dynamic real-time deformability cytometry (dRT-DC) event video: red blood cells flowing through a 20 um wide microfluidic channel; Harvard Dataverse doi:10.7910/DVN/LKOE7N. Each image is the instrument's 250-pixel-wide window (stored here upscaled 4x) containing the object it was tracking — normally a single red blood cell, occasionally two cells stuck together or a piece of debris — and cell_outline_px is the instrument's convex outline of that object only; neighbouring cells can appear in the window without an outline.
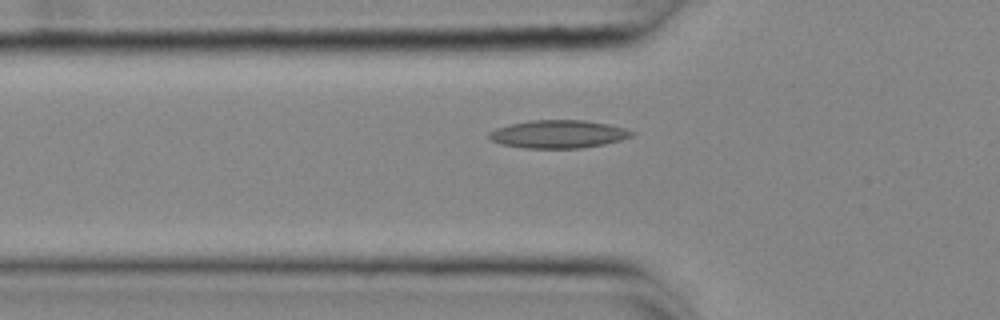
{"species": "common noctule bat (a hibernating species)", "species_latin": "Nyctalus noctula", "temperature_condition": "cold", "stored_images_in_passage": 51, "camera_frame_rate_fps": 3000, "um_per_image_px": 0.085, "animal": {"sex": "female", "body_mass_g": 25.1}, "frame": {"image": 1, "passage_image": 19, "time_ms": 6.0, "image_size_px": [1000, 320], "cell_outline_px": [[636, 132], [632, 136], [620, 140], [604, 144], [580, 148], [524, 148], [500, 144], [492, 140], [488, 136], [488, 132], [496, 128], [508, 124], [528, 120], [584, 120], [608, 124], [624, 128]], "centroid_in_image_um": [47.43, 11.39], "position_along_channel_um": 78.4, "area_um2": 23.35}}
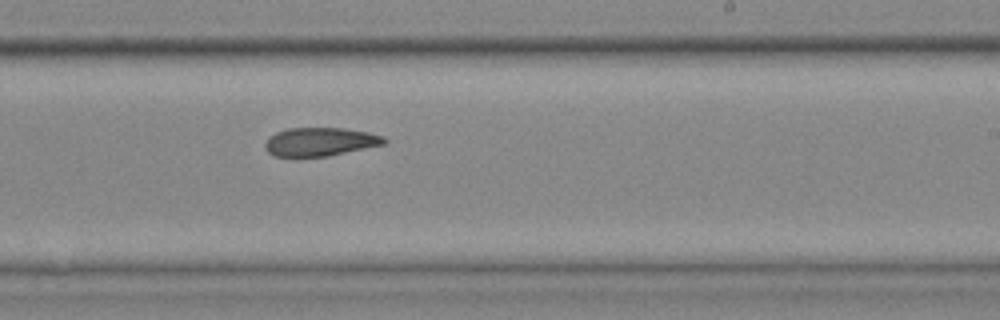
{"frame": {"image": 2, "passage_image": 34, "time_ms": 11.0, "image_size_px": [1000, 320], "cell_outline_px": [[388, 140], [384, 144], [328, 156], [272, 156], [264, 148], [264, 144], [268, 136], [276, 132], [288, 128], [344, 128], [368, 132], [380, 136]], "centroid_in_image_um": [27.15, 12.04], "position_along_channel_um": 261.8, "area_um2": 19.71}}
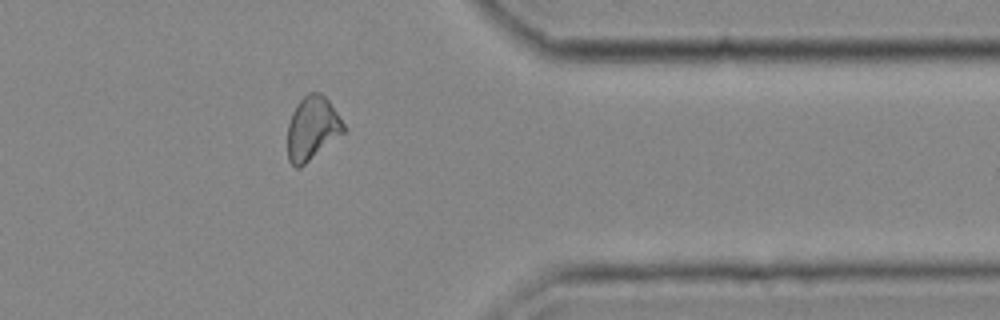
{"frame": {"image": 3, "passage_image": 45, "time_ms": 14.667, "image_size_px": [1000, 320], "cell_outline_px": [[344, 132], [300, 168], [296, 168], [288, 160], [288, 124], [292, 112], [296, 104], [308, 92], [320, 92], [328, 100], [344, 124]], "centroid_in_image_um": [26.51, 10.9], "position_along_channel_um": 384.9, "area_um2": 20.52}, "authors_computed_cell_mechanics": {"area_um2": 21.3282, "velocity_mm_per_s": 3.6715, "shape_relaxation_time_tau1_ms": null, "shape_relaxation_time_tau2_ms": 9.1638, "deformation_change_tau1": null, "deformation_change_tau2": 0.1656}}